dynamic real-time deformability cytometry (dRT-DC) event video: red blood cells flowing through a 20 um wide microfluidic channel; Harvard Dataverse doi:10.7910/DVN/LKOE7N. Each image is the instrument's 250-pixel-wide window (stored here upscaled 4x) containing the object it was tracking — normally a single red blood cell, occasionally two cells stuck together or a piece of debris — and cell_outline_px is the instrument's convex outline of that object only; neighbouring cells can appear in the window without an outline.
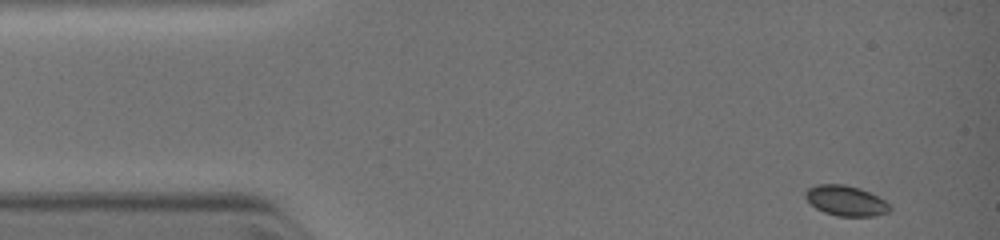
{"species": "common noctule bat (a hibernating species)", "species_latin": "Nyctalus noctula", "temperature_condition": "warm", "stored_images_in_passage": 34, "camera_frame_rate_fps": 3000, "um_per_image_px": 0.085, "animal": {"sex": "female", "body_mass_g": 19.0, "forearm_length_mm": 51.5}, "frame": {"image": 1, "passage_image": 1, "time_ms": 0.0, "image_size_px": [1000, 240], "cell_outline_px": [[892, 208], [888, 212], [876, 216], [836, 216], [824, 212], [816, 208], [804, 196], [804, 192], [808, 188], [816, 184], [844, 184], [860, 188], [884, 200]], "centroid_in_image_um": [71.88, 17.06], "position_along_channel_um": 13.1, "area_um2": 14.85}}
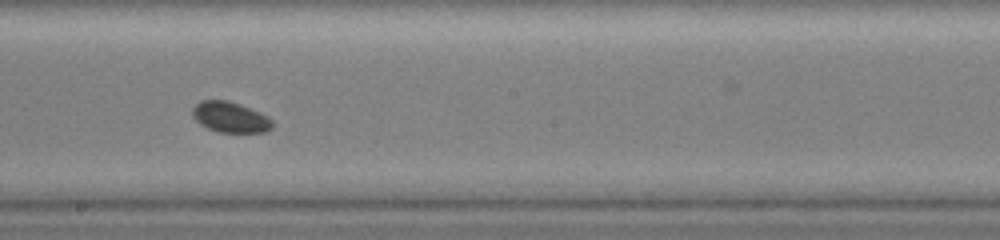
{"frame": {"image": 2, "passage_image": 20, "time_ms": 6.0, "image_size_px": [1000, 240], "cell_outline_px": [[272, 128], [264, 132], [220, 132], [208, 128], [200, 124], [192, 116], [192, 108], [200, 100], [228, 100], [240, 104], [260, 112], [268, 116], [272, 120]], "centroid_in_image_um": [19.56, 9.95], "position_along_channel_um": 228.6, "area_um2": 14.28}}
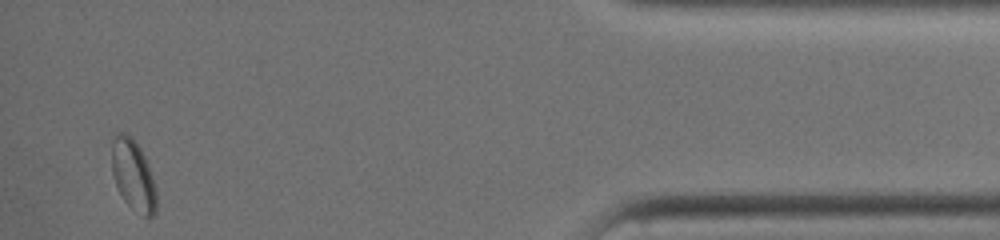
{"frame": {"image": 3, "passage_image": 34, "time_ms": 11.0, "image_size_px": [1000, 240], "cell_outline_px": [[156, 212], [148, 220], [128, 204], [124, 200], [116, 184], [112, 172], [112, 136], [116, 132], [124, 132], [132, 136], [140, 148], [148, 164], [156, 188]], "centroid_in_image_um": [11.32, 14.87], "position_along_channel_um": 423.9, "area_um2": 18.55}}